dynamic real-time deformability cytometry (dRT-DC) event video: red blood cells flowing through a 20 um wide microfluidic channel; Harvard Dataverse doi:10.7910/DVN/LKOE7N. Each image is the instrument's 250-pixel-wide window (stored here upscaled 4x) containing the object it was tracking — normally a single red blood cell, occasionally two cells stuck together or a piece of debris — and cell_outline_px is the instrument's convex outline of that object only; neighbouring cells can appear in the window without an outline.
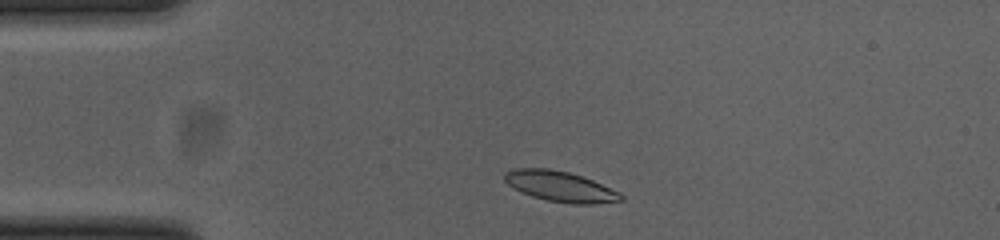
{"species": "common noctule bat (a hibernating species)", "species_latin": "Nyctalus noctula", "temperature_condition": "cold", "stored_images_in_passage": 44, "camera_frame_rate_fps": 3000, "um_per_image_px": 0.085, "animal": {"sex": "female", "body_mass_g": 23.0, "forearm_length_mm": 53.4}, "frame": {"image": 1, "passage_image": 3, "time_ms": 0.667, "image_size_px": [1000, 240], "cell_outline_px": [[624, 200], [592, 204], [572, 204], [548, 200], [532, 196], [508, 184], [504, 180], [504, 172], [516, 168], [548, 168], [568, 172], [592, 180], [620, 192], [624, 196]], "centroid_in_image_um": [47.64, 15.84], "position_along_channel_um": 37.4, "area_um2": 20.4}}
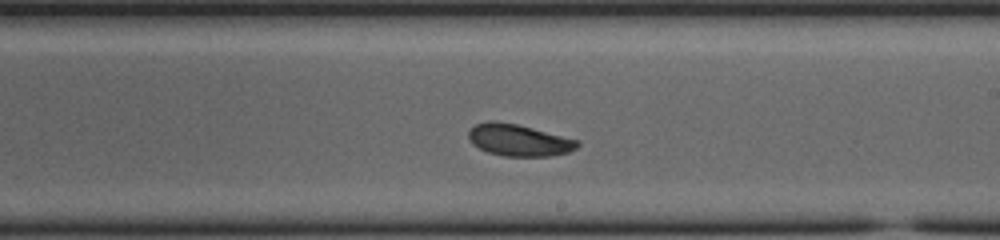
{"frame": {"image": 2, "passage_image": 22, "time_ms": 7.0, "image_size_px": [1000, 240], "cell_outline_px": [[580, 144], [576, 148], [568, 152], [552, 156], [504, 156], [488, 152], [472, 144], [468, 136], [468, 132], [476, 124], [496, 120], [516, 124], [580, 140]], "centroid_in_image_um": [44.12, 11.92], "position_along_channel_um": 244.9, "area_um2": 20.06}}
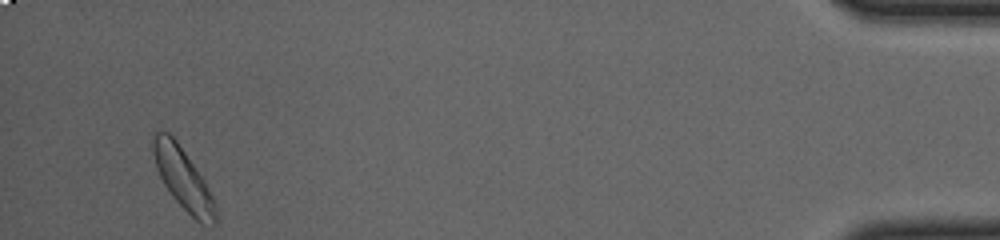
{"frame": {"image": 3, "passage_image": 42, "time_ms": 13.667, "image_size_px": [1000, 240], "cell_outline_px": [[216, 224], [200, 224], [172, 196], [164, 184], [156, 168], [152, 148], [152, 136], [156, 132], [168, 132], [176, 140], [204, 180], [216, 200]], "centroid_in_image_um": [15.57, 15.2], "position_along_channel_um": 419.6, "area_um2": 22.08}, "authors_computed_cell_mechanics": {"area_um2": 20.6057, "velocity_mm_per_s": 3.802, "shape_relaxation_time_tau1_ms": 2.1249, "shape_relaxation_time_tau2_ms": null, "deformation_change_tau1": 0.089, "deformation_change_tau2": null}}